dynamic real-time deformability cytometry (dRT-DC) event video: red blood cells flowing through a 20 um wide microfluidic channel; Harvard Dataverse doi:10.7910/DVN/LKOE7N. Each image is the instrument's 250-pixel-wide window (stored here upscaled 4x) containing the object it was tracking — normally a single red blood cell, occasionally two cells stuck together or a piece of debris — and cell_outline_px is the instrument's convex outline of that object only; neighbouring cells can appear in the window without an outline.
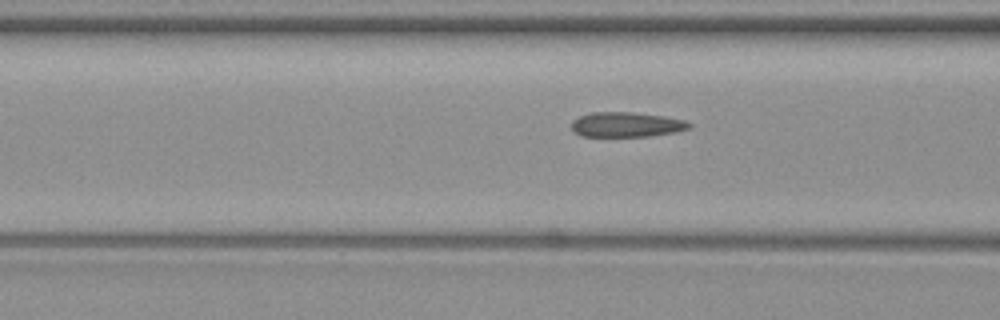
{"species": "common noctule bat (a hibernating species)", "species_latin": "Nyctalus noctula", "temperature_condition": "warm", "stored_images_in_passage": 37, "camera_frame_rate_fps": 3000, "um_per_image_px": 0.085, "animal": {"sex": "female", "body_mass_g": 19.3, "forearm_length_mm": 54.1}, "frame": {"image": 1, "passage_image": 14, "time_ms": 4.333, "image_size_px": [1000, 320], "cell_outline_px": [[692, 128], [676, 132], [648, 136], [580, 136], [572, 128], [572, 120], [580, 116], [592, 112], [632, 112], [664, 116], [684, 120], [692, 124]], "centroid_in_image_um": [53.27, 10.58], "position_along_channel_um": 113.3, "area_um2": 17.05}}
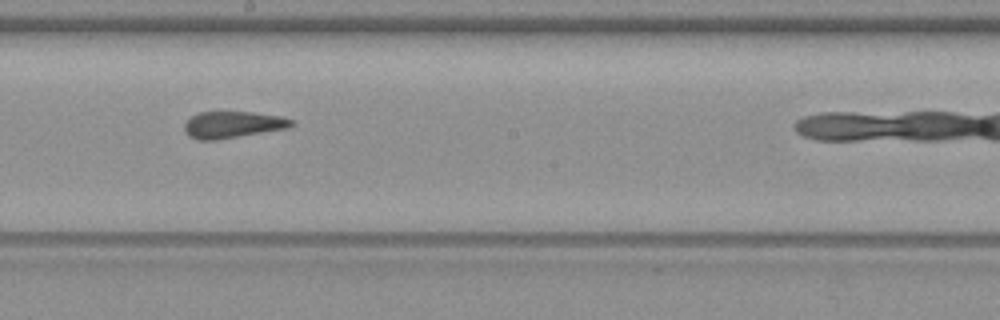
{"frame": {"image": 2, "passage_image": 23, "time_ms": 7.333, "image_size_px": [1000, 320], "cell_outline_px": [[292, 124], [288, 128], [216, 140], [196, 140], [188, 136], [184, 132], [184, 124], [192, 116], [200, 112], [252, 112], [280, 116], [292, 120]], "centroid_in_image_um": [19.73, 10.6], "position_along_channel_um": 228.5, "area_um2": 16.53}}
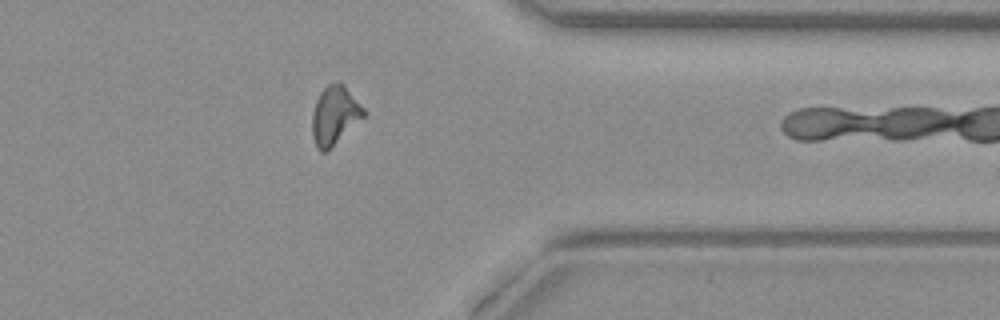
{"frame": {"image": 3, "passage_image": 36, "time_ms": 11.667, "image_size_px": [1000, 320], "cell_outline_px": [[364, 116], [328, 152], [320, 152], [316, 148], [312, 136], [312, 116], [316, 100], [320, 92], [328, 84], [336, 80], [340, 80], [344, 84], [364, 108]], "centroid_in_image_um": [28.43, 9.81], "position_along_channel_um": 383.0, "area_um2": 17.8}}